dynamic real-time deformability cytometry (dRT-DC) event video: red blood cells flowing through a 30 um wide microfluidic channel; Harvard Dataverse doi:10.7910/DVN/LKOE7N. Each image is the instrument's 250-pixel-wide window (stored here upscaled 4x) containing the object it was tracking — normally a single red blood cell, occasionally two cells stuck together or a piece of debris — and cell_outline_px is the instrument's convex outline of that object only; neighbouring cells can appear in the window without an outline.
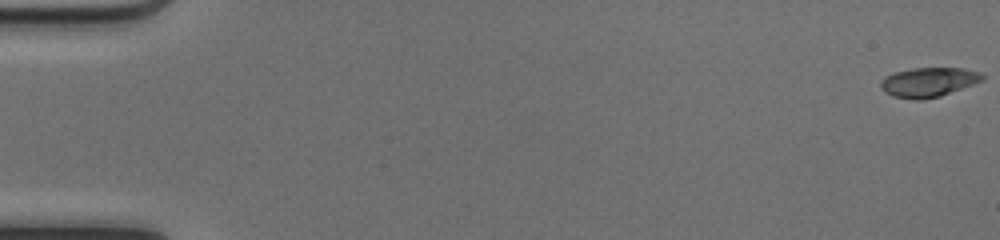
{"species": "common noctule bat (a hibernating species)", "species_latin": "Nyctalus noctula", "temperature_condition": "cold", "stored_images_in_passage": 51, "camera_frame_rate_fps": 3000, "um_per_image_px": 0.085, "animal": {"sex": "female", "body_mass_g": 17.0, "forearm_length_mm": 48.0}, "frame": {"image": 1, "passage_image": 1, "time_ms": 0.0, "image_size_px": [1000, 240], "cell_outline_px": [[984, 80], [940, 96], [920, 100], [912, 100], [892, 96], [884, 92], [880, 88], [880, 80], [884, 76], [896, 72], [912, 68], [964, 68], [980, 72], [984, 76]], "centroid_in_image_um": [78.89, 6.99], "position_along_channel_um": 6.1, "area_um2": 17.57}}
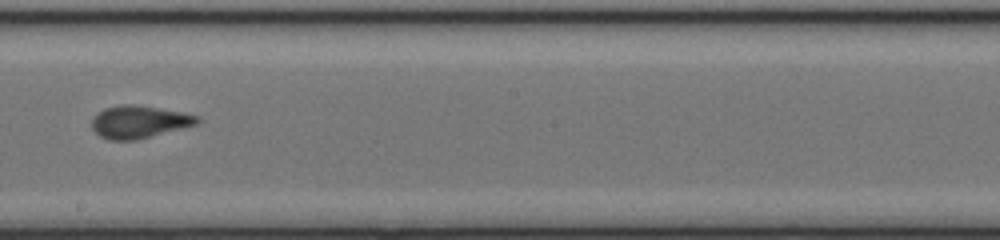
{"frame": {"image": 2, "passage_image": 30, "time_ms": 9.667, "image_size_px": [1000, 240], "cell_outline_px": [[200, 120], [196, 124], [136, 140], [108, 140], [100, 136], [92, 128], [92, 116], [96, 112], [104, 108], [120, 104], [132, 104], [184, 112], [200, 116]], "centroid_in_image_um": [11.78, 10.34], "position_along_channel_um": 236.4, "area_um2": 20.0}}
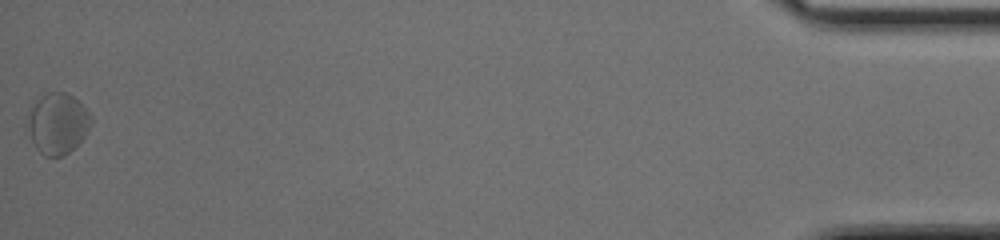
{"frame": {"image": 3, "passage_image": 51, "time_ms": 16.667, "image_size_px": [1000, 240], "cell_outline_px": [[92, 124], [84, 136], [64, 156], [44, 156], [36, 148], [32, 140], [28, 124], [32, 108], [48, 92], [64, 92], [72, 96], [92, 116]], "centroid_in_image_um": [4.94, 10.52], "position_along_channel_um": 430.3, "area_um2": 21.62}, "authors_computed_cell_mechanics": {"area_um2": 19.363, "velocity_mm_per_s": 4.1601, "shape_relaxation_time_tau1_ms": 4.4604, "shape_relaxation_time_tau2_ms": 3.2933, "deformation_change_tau1": 0.1004, "deformation_change_tau2": 0.061}}